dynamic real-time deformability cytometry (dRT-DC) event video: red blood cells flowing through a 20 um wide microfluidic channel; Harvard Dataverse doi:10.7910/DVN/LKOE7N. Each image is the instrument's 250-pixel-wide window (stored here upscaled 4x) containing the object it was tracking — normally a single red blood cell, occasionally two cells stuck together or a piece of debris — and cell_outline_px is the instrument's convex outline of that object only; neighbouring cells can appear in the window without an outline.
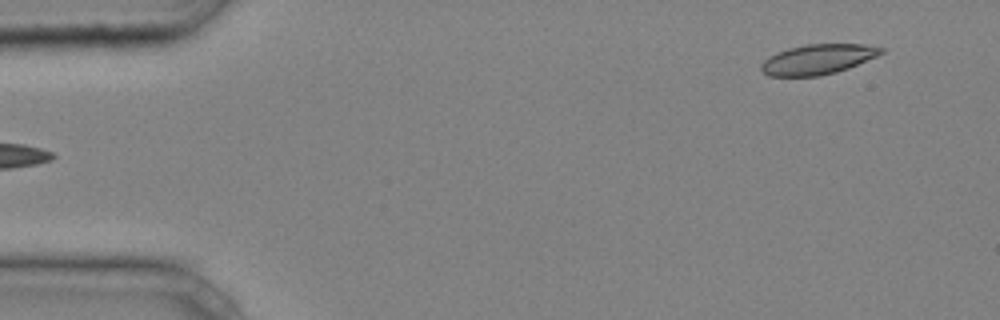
{"species": "common noctule bat (a hibernating species)", "species_latin": "Nyctalus noctula", "temperature_condition": "cold", "stored_images_in_passage": 40, "camera_frame_rate_fps": 3000, "um_per_image_px": 0.085, "animal": {"sex": "male", "body_mass_g": 20.4}, "frame": {"image": 1, "passage_image": 2, "time_ms": 0.333, "image_size_px": [1000, 320], "cell_outline_px": [[884, 52], [876, 56], [848, 68], [836, 72], [820, 76], [768, 76], [760, 68], [760, 64], [764, 60], [788, 48], [808, 44], [864, 44], [884, 48]], "centroid_in_image_um": [69.52, 5.04], "position_along_channel_um": 15.5, "area_um2": 20.75}}
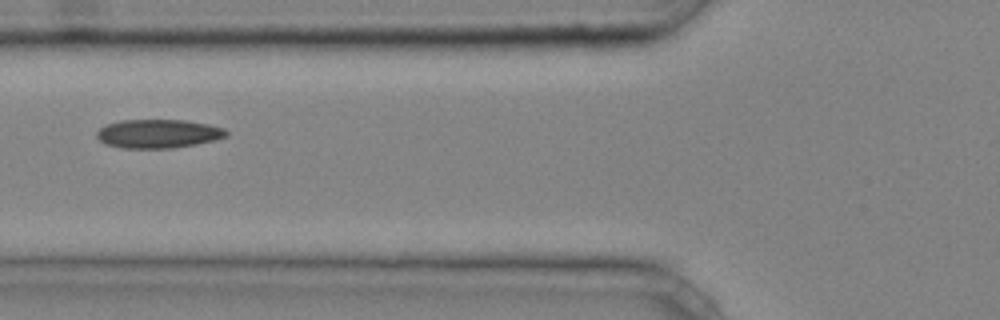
{"frame": {"image": 2, "passage_image": 16, "time_ms": 5.0, "image_size_px": [1000, 320], "cell_outline_px": [[228, 136], [216, 140], [196, 144], [172, 148], [120, 148], [104, 144], [96, 136], [96, 132], [100, 128], [108, 124], [120, 120], [184, 120], [208, 124], [224, 128], [228, 132]], "centroid_in_image_um": [13.45, 11.37], "position_along_channel_um": 112.3, "area_um2": 21.79}}
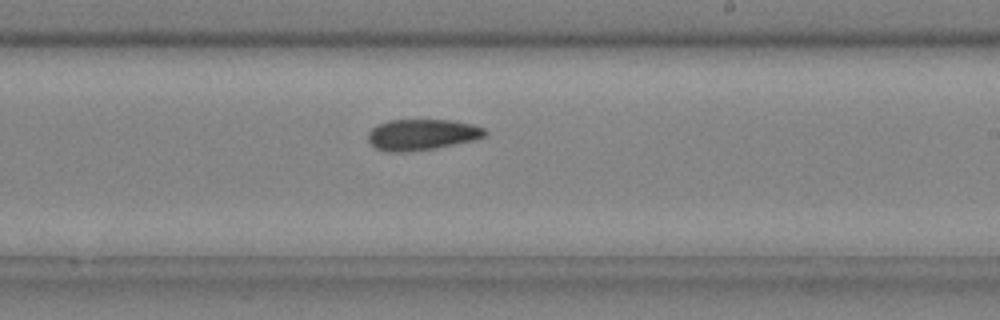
{"frame": {"image": 3, "passage_image": 26, "time_ms": 8.333, "image_size_px": [1000, 320], "cell_outline_px": [[488, 136], [476, 140], [436, 148], [404, 152], [388, 152], [376, 148], [368, 140], [368, 132], [376, 124], [388, 120], [452, 120], [472, 124], [484, 128], [488, 132]], "centroid_in_image_um": [35.9, 11.44], "position_along_channel_um": 253.1, "area_um2": 21.39}}